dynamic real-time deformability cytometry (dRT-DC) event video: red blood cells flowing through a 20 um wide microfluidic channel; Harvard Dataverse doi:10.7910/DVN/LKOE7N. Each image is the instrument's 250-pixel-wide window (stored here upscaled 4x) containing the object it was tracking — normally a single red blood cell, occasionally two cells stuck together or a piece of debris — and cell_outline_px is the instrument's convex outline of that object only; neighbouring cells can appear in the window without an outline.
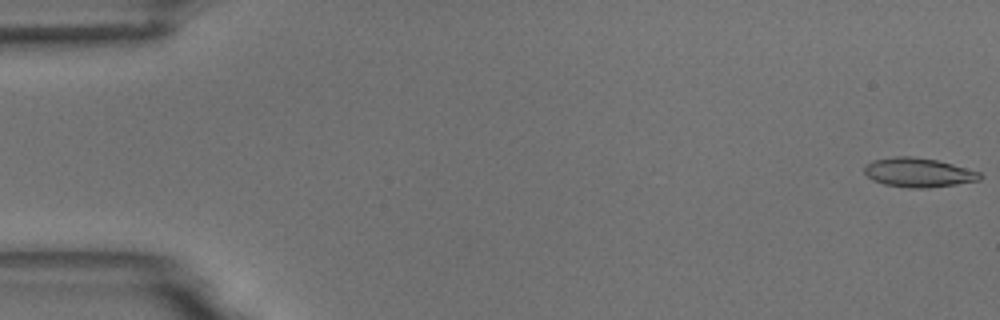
{"species": "common noctule bat (a hibernating species)", "species_latin": "Nyctalus noctula", "temperature_condition": "room temperature", "stored_images_in_passage": 54, "camera_frame_rate_fps": 3000, "um_per_image_px": 0.085, "animal": {"sex": "male", "body_mass_g": 18.8}, "frame": {"image": 1, "passage_image": 1, "time_ms": 0.0, "image_size_px": [1000, 320], "cell_outline_px": [[984, 176], [980, 180], [956, 184], [928, 188], [908, 188], [884, 184], [872, 180], [864, 172], [864, 164], [872, 160], [892, 156], [912, 156], [936, 160], [952, 164], [980, 172]], "centroid_in_image_um": [78.04, 14.66], "position_along_channel_um": 7.0, "area_um2": 19.83}}
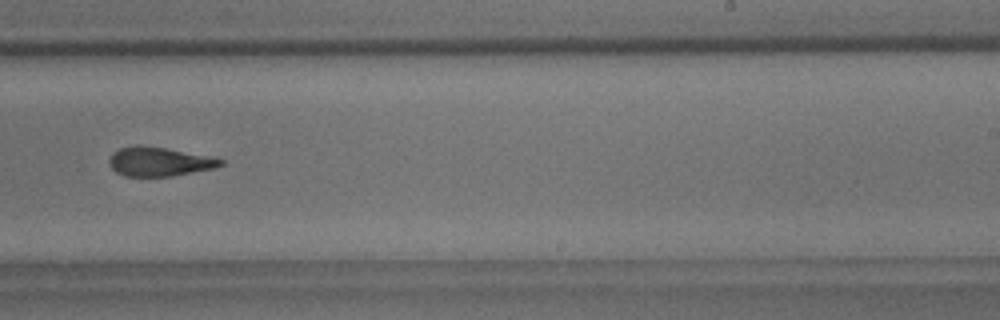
{"frame": {"image": 2, "passage_image": 34, "time_ms": 11.0, "image_size_px": [1000, 320], "cell_outline_px": [[224, 164], [212, 168], [172, 176], [124, 176], [116, 172], [108, 164], [108, 160], [112, 152], [120, 148], [136, 144], [140, 144], [212, 156], [224, 160]], "centroid_in_image_um": [13.49, 13.72], "position_along_channel_um": 275.5, "area_um2": 18.96}}
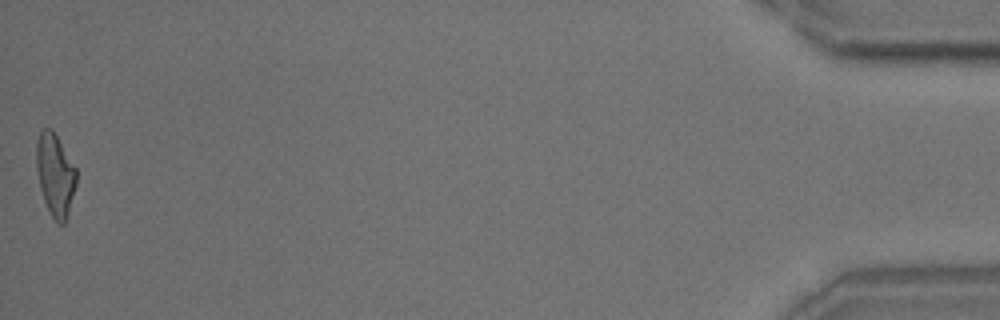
{"frame": {"image": 3, "passage_image": 54, "time_ms": 17.667, "image_size_px": [1000, 320], "cell_outline_px": [[76, 184], [68, 212], [64, 224], [56, 224], [44, 200], [40, 188], [36, 168], [36, 140], [40, 132], [44, 128], [52, 128], [76, 168]], "centroid_in_image_um": [4.68, 14.83], "position_along_channel_um": 430.5, "area_um2": 19.07}, "authors_computed_cell_mechanics": {"area_um2": 19.4786, "velocity_mm_per_s": 3.7705, "shape_relaxation_time_tau1_ms": null, "shape_relaxation_time_tau2_ms": 3.6955, "deformation_change_tau1": null, "deformation_change_tau2": 0.1423}}